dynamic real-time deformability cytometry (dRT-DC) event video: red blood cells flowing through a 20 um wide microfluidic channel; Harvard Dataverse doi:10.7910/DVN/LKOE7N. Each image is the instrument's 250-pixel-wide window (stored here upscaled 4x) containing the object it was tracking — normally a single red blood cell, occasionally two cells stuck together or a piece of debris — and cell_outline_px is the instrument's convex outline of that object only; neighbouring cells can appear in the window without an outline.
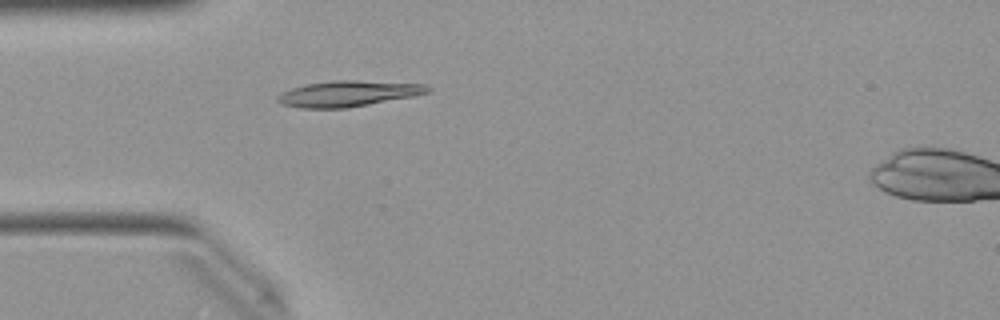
{"species": "Egyptian fruit bat (a non-hibernating species)", "species_latin": "Rousettus aegyptiacus", "temperature_condition": "warm", "stored_images_in_passage": 50, "camera_frame_rate_fps": 3000, "um_per_image_px": 0.085, "animal": {"sex": "female"}, "frame": {"image": 1, "passage_image": 13, "time_ms": 4.0, "image_size_px": [1000, 320], "cell_outline_px": [[432, 88], [428, 92], [412, 96], [368, 104], [344, 108], [300, 108], [280, 104], [276, 100], [276, 96], [280, 92], [304, 84], [332, 80], [356, 80], [428, 84]], "centroid_in_image_um": [29.54, 7.95], "position_along_channel_um": 55.5, "area_um2": 22.66}}
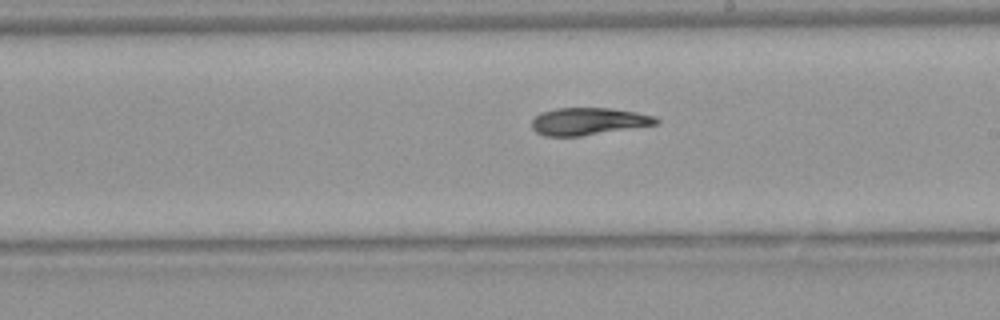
{"frame": {"image": 2, "passage_image": 27, "time_ms": 8.667, "image_size_px": [1000, 320], "cell_outline_px": [[660, 120], [656, 124], [580, 136], [544, 136], [536, 132], [532, 128], [532, 120], [540, 112], [556, 108], [612, 108], [636, 112], [656, 116]], "centroid_in_image_um": [49.99, 10.3], "position_along_channel_um": 239.0, "area_um2": 19.71}}
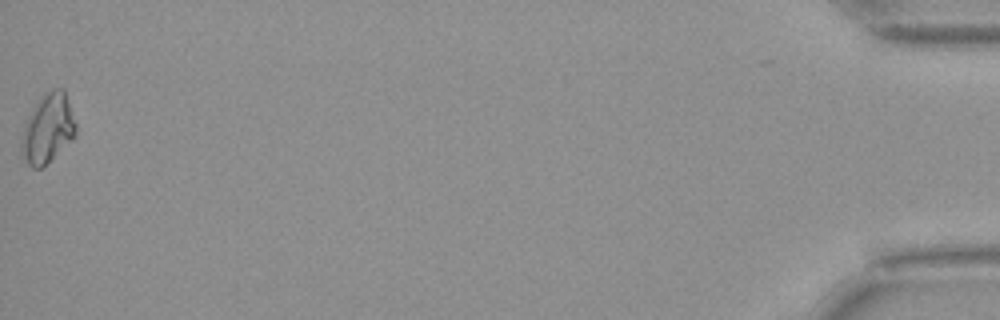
{"frame": {"image": 3, "passage_image": 49, "time_ms": 16.0, "image_size_px": [1000, 320], "cell_outline_px": [[76, 136], [40, 168], [32, 168], [28, 164], [20, 152], [20, 144], [24, 124], [32, 108], [40, 96], [52, 88], [64, 88], [76, 124]], "centroid_in_image_um": [4.04, 10.89], "position_along_channel_um": 431.2, "area_um2": 21.91}, "authors_computed_cell_mechanics": {"area_um2": 20.3167, "velocity_mm_per_s": 4.0336, "shape_relaxation_time_tau1_ms": 9.7539, "shape_relaxation_time_tau2_ms": 2.7445, "deformation_change_tau1": 0.2418, "deformation_change_tau2": 0.0696}}